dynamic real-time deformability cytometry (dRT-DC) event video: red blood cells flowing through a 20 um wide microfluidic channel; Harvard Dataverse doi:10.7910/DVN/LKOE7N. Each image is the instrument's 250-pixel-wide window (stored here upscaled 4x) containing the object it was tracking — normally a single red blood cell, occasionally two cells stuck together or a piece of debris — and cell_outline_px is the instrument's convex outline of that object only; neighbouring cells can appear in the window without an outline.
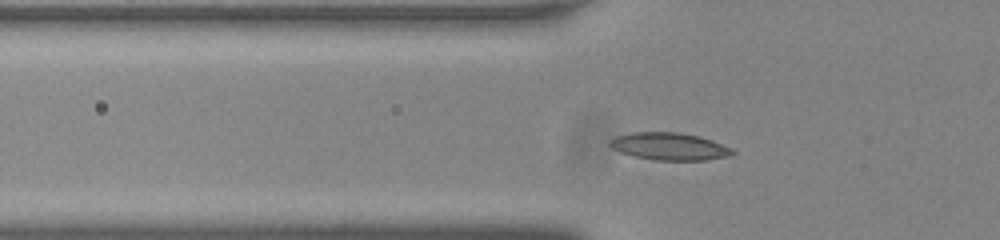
{"species": "common noctule bat (a hibernating species)", "species_latin": "Nyctalus noctula", "temperature_condition": "room temperature", "stored_images_in_passage": 39, "camera_frame_rate_fps": 3000, "um_per_image_px": 0.085, "animal": {"sex": "male", "body_mass_g": 20.0, "forearm_length_mm": 53.3}, "frame": {"image": 1, "passage_image": 3, "time_ms": 0.667, "image_size_px": [1000, 240], "cell_outline_px": [[736, 152], [732, 156], [708, 160], [656, 160], [636, 156], [620, 152], [612, 148], [608, 144], [608, 140], [616, 136], [632, 132], [676, 132], [700, 136], [712, 140], [732, 148]], "centroid_in_image_um": [56.93, 12.44], "position_along_channel_um": 68.9, "area_um2": 19.71}}
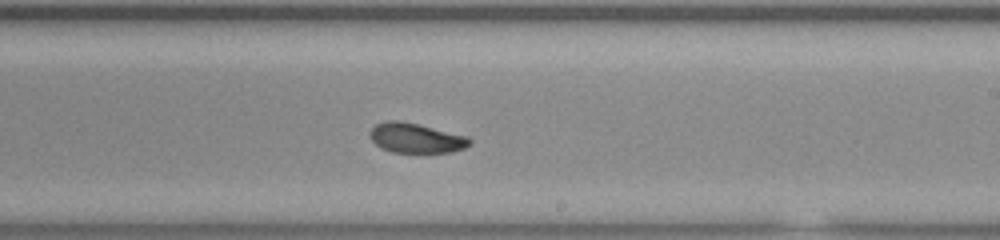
{"frame": {"image": 2, "passage_image": 18, "time_ms": 5.667, "image_size_px": [1000, 240], "cell_outline_px": [[472, 144], [464, 148], [452, 152], [392, 152], [380, 148], [368, 136], [368, 132], [376, 124], [388, 120], [400, 120], [468, 136], [472, 140]], "centroid_in_image_um": [35.34, 11.73], "position_along_channel_um": 253.7, "area_um2": 17.4}}
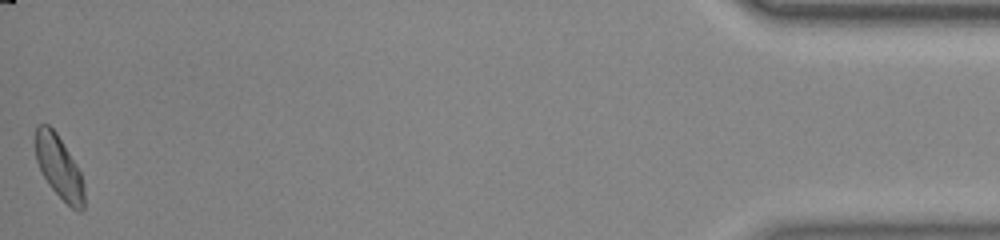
{"frame": {"image": 3, "passage_image": 39, "time_ms": 12.667, "image_size_px": [1000, 240], "cell_outline_px": [[84, 208], [80, 212], [76, 212], [48, 184], [36, 160], [36, 124], [48, 124], [56, 132], [76, 164], [80, 172], [84, 184]], "centroid_in_image_um": [5.03, 14.22], "position_along_channel_um": 430.2, "area_um2": 17.63}, "authors_computed_cell_mechanics": {"area_um2": 17.8024, "velocity_mm_per_s": 3.7334, "shape_relaxation_time_tau1_ms": 2.5657, "shape_relaxation_time_tau2_ms": 3.3494, "deformation_change_tau1": 0.107, "deformation_change_tau2": 0.0797}}